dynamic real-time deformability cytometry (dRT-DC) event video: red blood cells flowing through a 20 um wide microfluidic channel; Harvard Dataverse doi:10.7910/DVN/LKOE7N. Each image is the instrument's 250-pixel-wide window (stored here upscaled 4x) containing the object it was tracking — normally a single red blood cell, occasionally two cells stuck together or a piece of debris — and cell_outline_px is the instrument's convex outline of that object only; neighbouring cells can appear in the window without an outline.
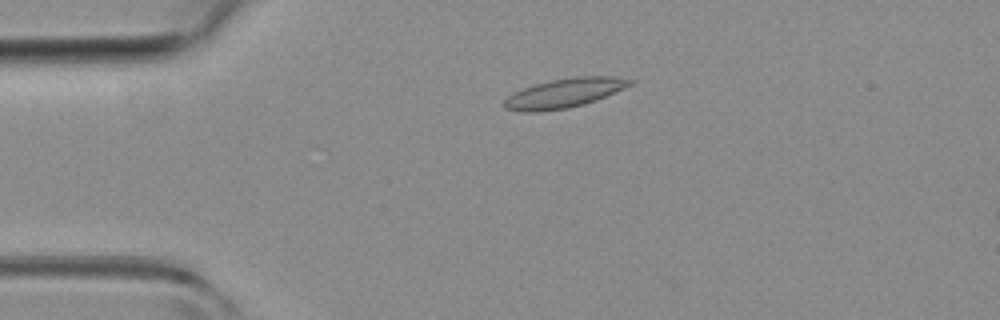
{"species": "common noctule bat (a hibernating species)", "species_latin": "Nyctalus noctula", "temperature_condition": "room temperature", "stored_images_in_passage": 48, "camera_frame_rate_fps": 3000, "um_per_image_px": 0.085, "animal": {"sex": "female", "body_mass_g": 19.3, "forearm_length_mm": 54.1}, "frame": {"image": 1, "passage_image": 11, "time_ms": 3.333, "image_size_px": [1000, 320], "cell_outline_px": [[636, 80], [632, 84], [624, 88], [596, 100], [584, 104], [568, 108], [536, 112], [524, 112], [504, 108], [504, 100], [512, 92], [536, 84], [552, 80], [576, 76], [616, 76]], "centroid_in_image_um": [47.98, 7.91], "position_along_channel_um": 37.0, "area_um2": 21.44}}
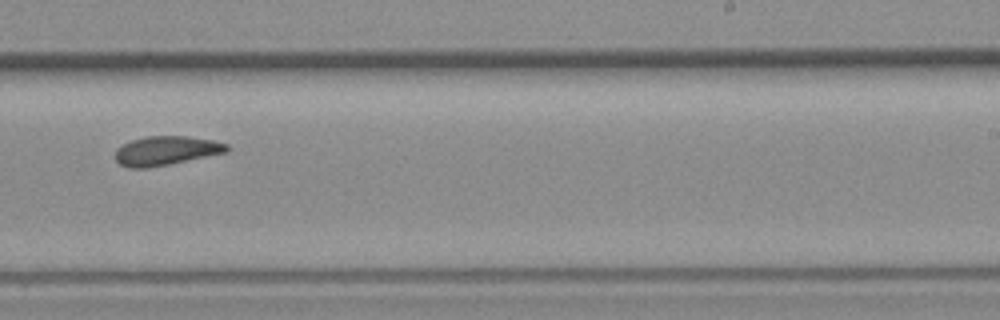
{"frame": {"image": 2, "passage_image": 30, "time_ms": 9.667, "image_size_px": [1000, 320], "cell_outline_px": [[232, 148], [228, 152], [168, 164], [144, 168], [128, 168], [120, 164], [116, 160], [116, 148], [132, 140], [148, 136], [188, 136], [212, 140], [228, 144]], "centroid_in_image_um": [14.15, 12.8], "position_along_channel_um": 274.9, "area_um2": 18.84}}
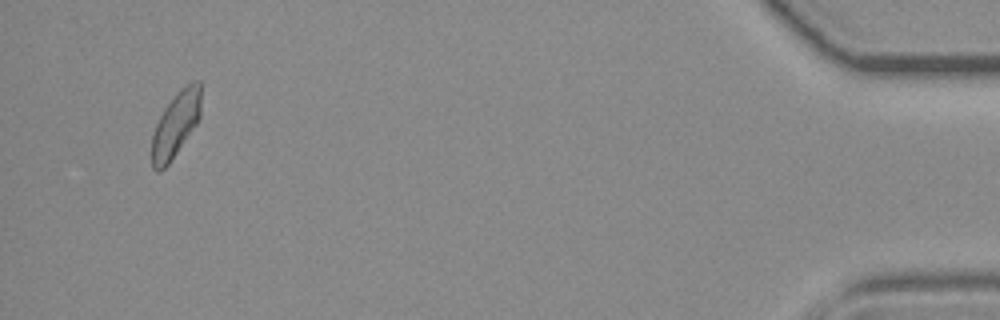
{"frame": {"image": 3, "passage_image": 46, "time_ms": 15.0, "image_size_px": [1000, 320], "cell_outline_px": [[200, 116], [196, 124], [168, 164], [160, 172], [156, 172], [152, 168], [152, 136], [156, 124], [164, 108], [180, 88], [192, 80], [200, 80]], "centroid_in_image_um": [14.92, 10.56], "position_along_channel_um": 420.3, "area_um2": 18.5}, "authors_computed_cell_mechanics": {"area_um2": 19.2185, "velocity_mm_per_s": 4.2957, "shape_relaxation_time_tau1_ms": null, "shape_relaxation_time_tau2_ms": 2.9675, "deformation_change_tau1": null, "deformation_change_tau2": 0.0993}}